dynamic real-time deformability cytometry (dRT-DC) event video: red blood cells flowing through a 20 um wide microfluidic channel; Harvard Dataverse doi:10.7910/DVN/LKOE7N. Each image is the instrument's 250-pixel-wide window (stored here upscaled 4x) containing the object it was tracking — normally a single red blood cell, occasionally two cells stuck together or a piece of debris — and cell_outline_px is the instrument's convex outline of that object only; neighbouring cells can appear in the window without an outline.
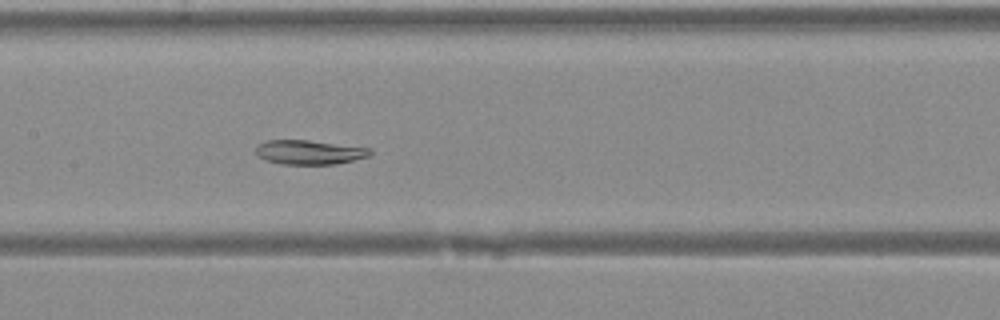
{"species": "Egyptian fruit bat (a non-hibernating species)", "species_latin": "Rousettus aegyptiacus", "temperature_condition": "warm", "stored_images_in_passage": 44, "camera_frame_rate_fps": 3000, "um_per_image_px": 0.085, "animal": {"sex": "female"}, "frame": {"image": 1, "passage_image": 22, "time_ms": 7.0, "image_size_px": [1000, 320], "cell_outline_px": [[372, 152], [368, 156], [336, 164], [280, 164], [264, 160], [256, 156], [256, 144], [268, 140], [308, 140], [372, 148]], "centroid_in_image_um": [26.24, 12.94], "position_along_channel_um": 181.2, "area_um2": 16.3}}
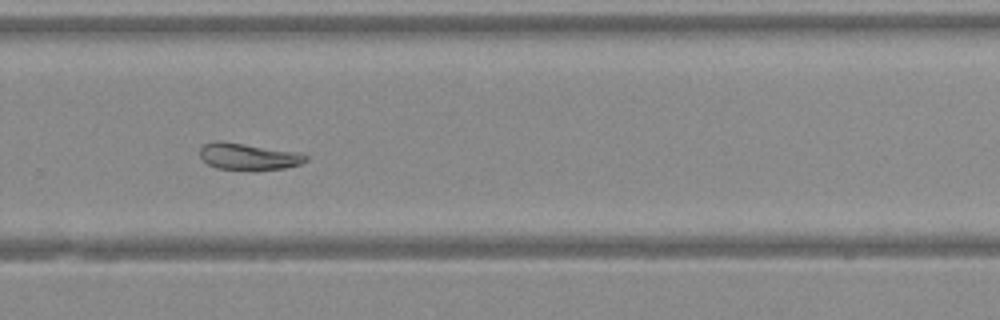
{"frame": {"image": 2, "passage_image": 30, "time_ms": 9.667, "image_size_px": [1000, 320], "cell_outline_px": [[308, 160], [300, 164], [284, 168], [216, 168], [208, 164], [200, 156], [200, 148], [204, 144], [216, 140], [220, 140], [304, 152], [308, 156]], "centroid_in_image_um": [21.16, 13.25], "position_along_channel_um": 308.6, "area_um2": 16.3}}
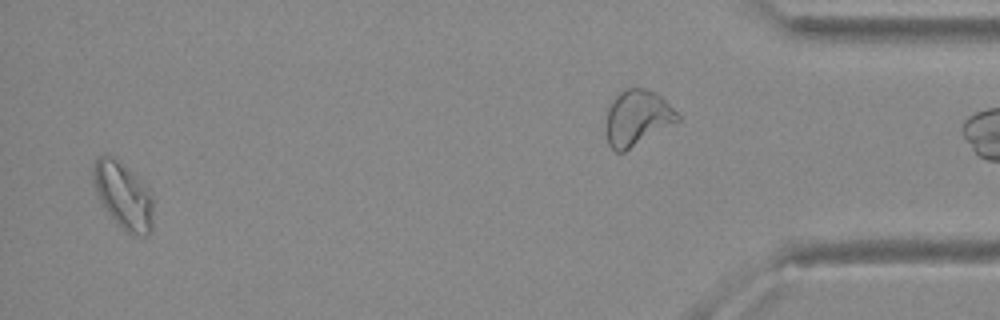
{"frame": {"image": 3, "passage_image": 42, "time_ms": 13.667, "image_size_px": [1000, 320], "cell_outline_px": [[152, 232], [148, 236], [132, 236], [108, 212], [96, 196], [92, 180], [92, 164], [96, 156], [112, 156], [120, 160], [148, 188], [152, 196]], "centroid_in_image_um": [10.46, 16.59], "position_along_channel_um": 424.7, "area_um2": 23.47}}